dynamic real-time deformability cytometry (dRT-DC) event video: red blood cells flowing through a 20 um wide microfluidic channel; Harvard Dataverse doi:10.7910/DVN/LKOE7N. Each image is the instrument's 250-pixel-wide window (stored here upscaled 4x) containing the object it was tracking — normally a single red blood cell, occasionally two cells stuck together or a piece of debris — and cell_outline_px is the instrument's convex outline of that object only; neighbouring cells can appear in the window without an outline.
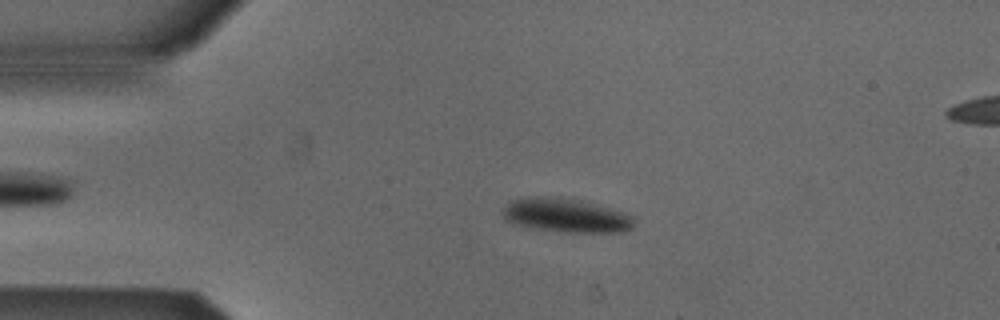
{"species": "Egyptian fruit bat (a non-hibernating species)", "species_latin": "Rousettus aegyptiacus", "temperature_condition": "cold", "stored_images_in_passage": 52, "camera_frame_rate_fps": 3000, "um_per_image_px": 0.085, "animal": {"sex": "male"}, "frame": {"image": 1, "passage_image": 11, "time_ms": 3.333, "image_size_px": [1000, 320], "cell_outline_px": [[632, 228], [620, 232], [564, 232], [532, 228], [512, 224], [504, 220], [500, 212], [500, 208], [508, 200], [524, 196], [560, 196], [608, 208], [632, 216]], "centroid_in_image_um": [47.91, 18.29], "position_along_channel_um": 37.1, "area_um2": 26.24}}
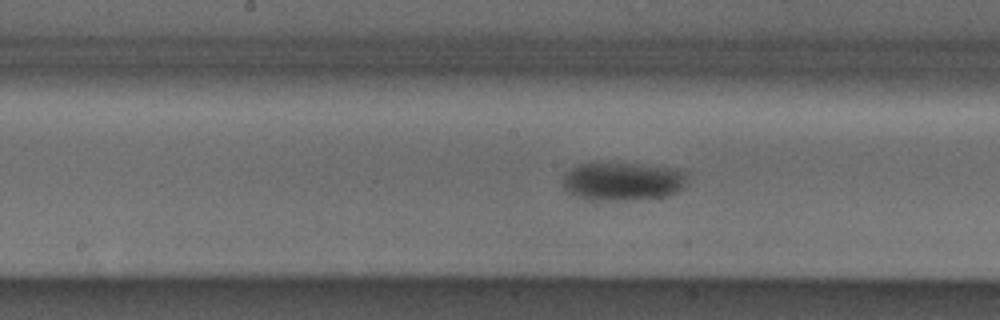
{"frame": {"image": 2, "passage_image": 26, "time_ms": 8.333, "image_size_px": [1000, 320], "cell_outline_px": [[688, 172], [684, 184], [676, 192], [668, 196], [624, 200], [584, 200], [572, 196], [564, 192], [564, 172], [580, 164], [636, 164], [676, 168]], "centroid_in_image_um": [52.89, 15.43], "position_along_channel_um": 195.3, "area_um2": 27.86}}
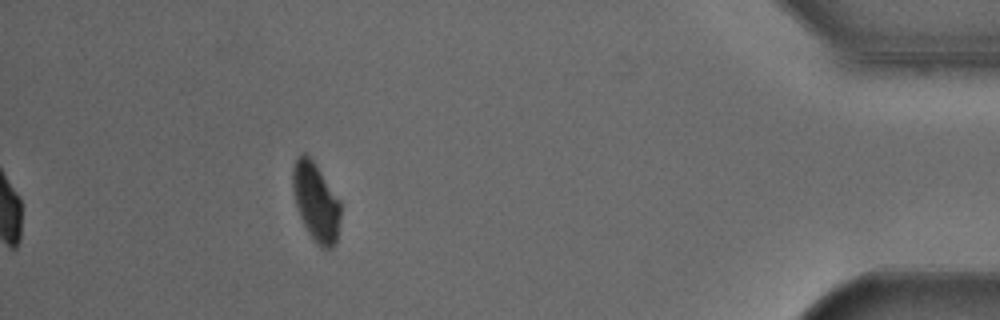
{"frame": {"image": 3, "passage_image": 47, "time_ms": 15.333, "image_size_px": [1000, 320], "cell_outline_px": [[340, 220], [336, 244], [332, 248], [320, 248], [316, 244], [308, 232], [300, 216], [296, 204], [292, 188], [292, 168], [296, 156], [300, 152], [304, 152], [316, 164], [340, 200]], "centroid_in_image_um": [26.85, 17.15], "position_along_channel_um": 408.4, "area_um2": 22.08}}